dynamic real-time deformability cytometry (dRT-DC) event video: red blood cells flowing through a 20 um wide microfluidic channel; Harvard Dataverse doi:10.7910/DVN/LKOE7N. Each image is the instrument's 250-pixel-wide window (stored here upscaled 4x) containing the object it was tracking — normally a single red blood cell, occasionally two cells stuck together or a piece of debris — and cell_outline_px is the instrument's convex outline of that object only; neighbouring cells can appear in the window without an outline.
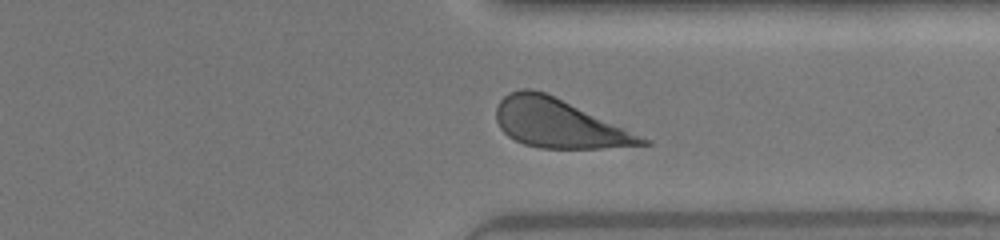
{"species": "human", "species_latin": "Homo sapiens", "temperature_condition": "warm", "stored_images_in_passage": 39, "camera_frame_rate_fps": 3000, "um_per_image_px": 0.085, "donor": {"sex": "female"}, "frame": {"image": 1, "passage_image": 34, "time_ms": 11.0, "image_size_px": [1000, 240], "cell_outline_px": [[652, 144], [600, 148], [540, 148], [524, 144], [508, 136], [500, 128], [496, 120], [496, 108], [500, 100], [504, 96], [520, 88], [532, 88], [544, 92], [652, 140]], "centroid_in_image_um": [47.48, 10.5], "position_along_channel_um": 363.9, "area_um2": 40.86}, "authors_computed_cell_mechanics": {"area_um2": 40.8646, "velocity_mm_per_s": 4.3193, "shape_relaxation_time_tau1_ms": 1.6439, "shape_relaxation_time_tau2_ms": null, "deformation_change_tau1": 0.1286, "deformation_change_tau2": null}}